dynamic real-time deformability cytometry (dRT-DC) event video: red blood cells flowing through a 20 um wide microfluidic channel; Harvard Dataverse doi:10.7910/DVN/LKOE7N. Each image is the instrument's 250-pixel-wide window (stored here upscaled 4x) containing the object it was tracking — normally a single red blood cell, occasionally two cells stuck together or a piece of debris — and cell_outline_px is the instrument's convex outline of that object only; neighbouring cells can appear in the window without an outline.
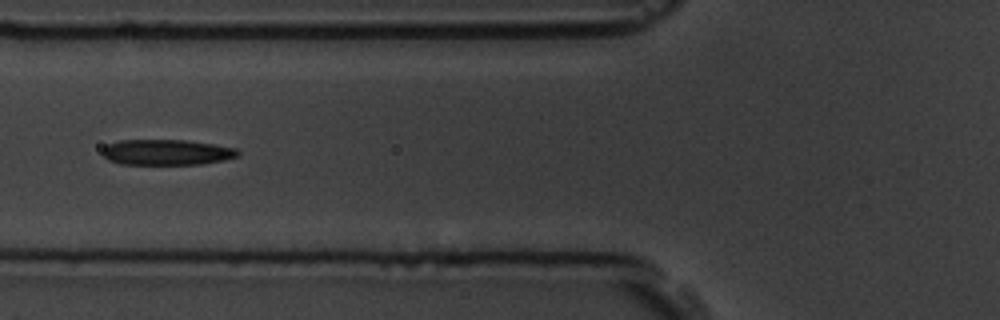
{"species": "common noctule bat (a hibernating species)", "species_latin": "Nyctalus noctula", "temperature_condition": "room temperature", "stored_images_in_passage": 5, "camera_frame_rate_fps": 3000, "um_per_image_px": 0.085, "animal": {"sex": "male", "body_mass_g": 19.5, "forearm_length_mm": 54.6}, "frame": {"image": 1, "passage_image": 2, "time_ms": 1.0, "image_size_px": [1000, 320], "cell_outline_px": [[240, 156], [224, 160], [200, 164], [120, 164], [108, 160], [104, 156], [104, 148], [108, 144], [120, 140], [184, 140], [216, 144], [236, 148], [240, 152]], "centroid_in_image_um": [14.22, 12.94], "position_along_channel_um": 111.6, "area_um2": 20.23}}
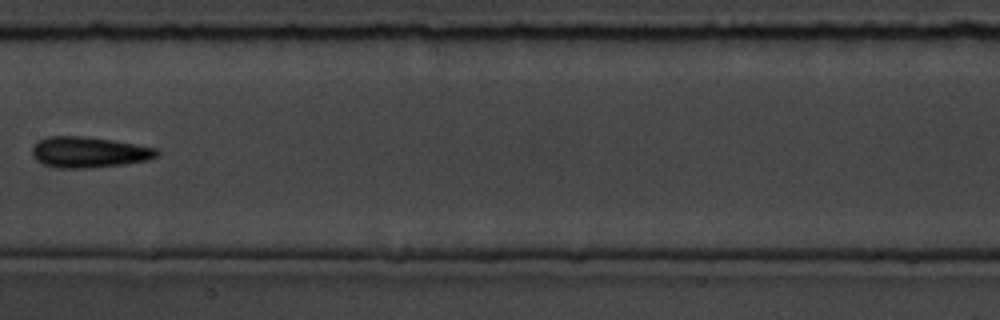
{"frame": {"image": 2, "passage_image": 4, "time_ms": 3.333, "image_size_px": [1000, 320], "cell_outline_px": [[160, 156], [148, 160], [124, 164], [88, 168], [56, 168], [44, 164], [36, 160], [32, 156], [32, 148], [40, 140], [48, 136], [80, 136], [112, 140], [136, 144], [156, 148], [160, 152]], "centroid_in_image_um": [7.58, 12.94], "position_along_channel_um": 199.8, "area_um2": 22.43}}
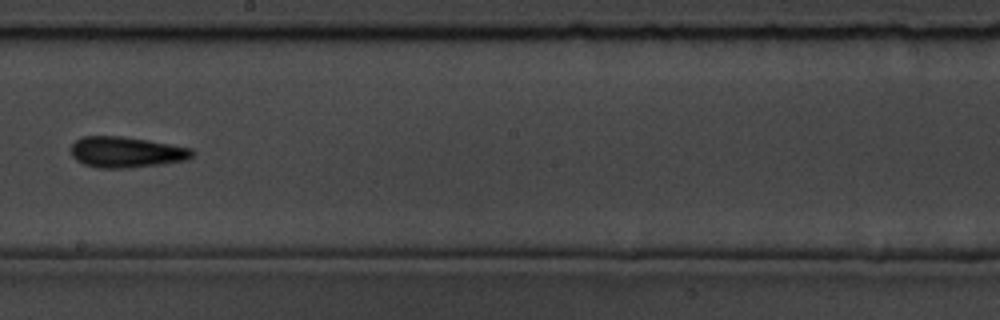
{"frame": {"image": 3, "passage_image": 5, "time_ms": 4.333, "image_size_px": [1000, 320], "cell_outline_px": [[196, 152], [188, 160], [160, 164], [128, 168], [96, 168], [84, 164], [76, 160], [72, 156], [68, 148], [76, 140], [84, 136], [120, 136], [148, 140], [172, 144], [192, 148]], "centroid_in_image_um": [10.72, 12.93], "position_along_channel_um": 237.5, "area_um2": 22.08}}